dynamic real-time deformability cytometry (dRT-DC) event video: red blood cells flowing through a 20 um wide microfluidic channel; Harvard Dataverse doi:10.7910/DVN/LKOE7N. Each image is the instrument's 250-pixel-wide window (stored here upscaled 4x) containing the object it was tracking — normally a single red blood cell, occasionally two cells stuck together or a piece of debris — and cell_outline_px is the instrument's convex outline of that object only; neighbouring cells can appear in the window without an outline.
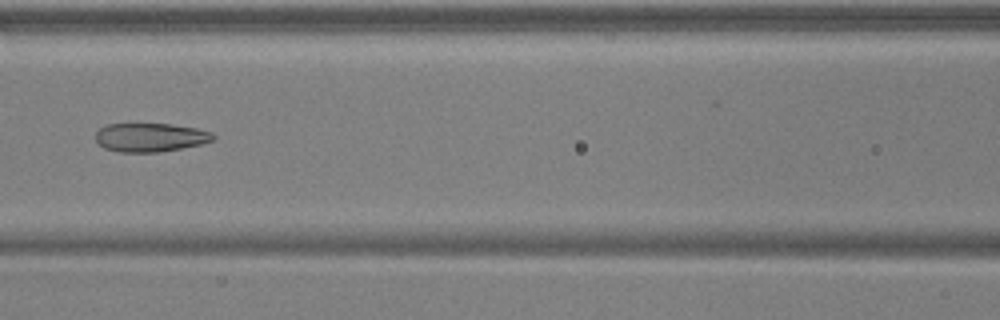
{"species": "common noctule bat (a hibernating species)", "species_latin": "Nyctalus noctula", "temperature_condition": "warm", "stored_images_in_passage": 7, "camera_frame_rate_fps": 3000, "um_per_image_px": 0.085, "animal": {"sex": "male", "body_mass_g": 17.9, "forearm_length_mm": 54.2}, "frame": {"image": 1, "passage_image": 7, "time_ms": 2.0, "image_size_px": [1000, 320], "cell_outline_px": [[216, 140], [204, 144], [160, 152], [120, 152], [104, 148], [96, 140], [96, 132], [100, 128], [108, 124], [172, 124], [196, 128], [212, 132], [216, 136]], "centroid_in_image_um": [12.84, 11.68], "position_along_channel_um": 153.8, "area_um2": 19.83}}